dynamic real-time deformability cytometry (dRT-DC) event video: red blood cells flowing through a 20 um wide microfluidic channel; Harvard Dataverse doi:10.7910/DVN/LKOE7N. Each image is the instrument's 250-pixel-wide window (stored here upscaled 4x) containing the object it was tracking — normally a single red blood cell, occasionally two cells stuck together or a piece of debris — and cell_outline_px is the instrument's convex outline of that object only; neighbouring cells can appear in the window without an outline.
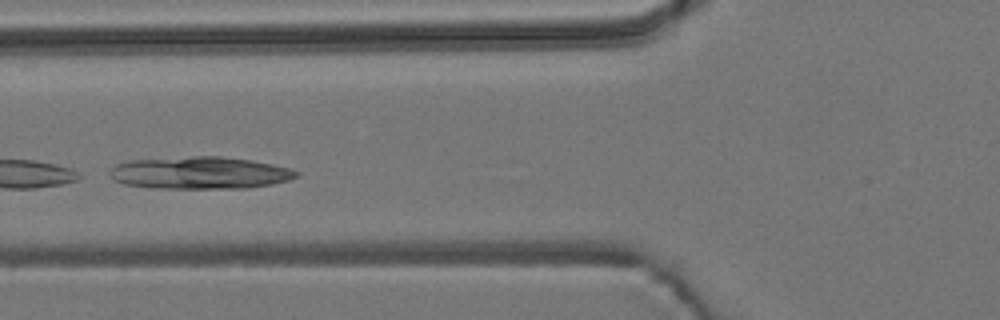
{"species": "common noctule bat (a hibernating species)", "species_latin": "Nyctalus noctula", "temperature_condition": "room temperature", "stored_images_in_passage": 7, "camera_frame_rate_fps": 3000, "um_per_image_px": 0.085, "animal": {"sex": "male", "body_mass_g": 19.2, "forearm_length_mm": 51.8}, "frame": {"image": 1, "passage_image": 5, "time_ms": 1.333, "image_size_px": [1000, 320], "cell_outline_px": [[300, 172], [296, 176], [288, 180], [272, 184], [248, 188], [156, 188], [124, 184], [112, 180], [108, 176], [108, 172], [116, 164], [132, 160], [192, 156], [220, 156], [252, 160], [272, 164], [288, 168]], "centroid_in_image_um": [16.95, 14.69], "position_along_channel_um": 108.8, "area_um2": 35.14}}